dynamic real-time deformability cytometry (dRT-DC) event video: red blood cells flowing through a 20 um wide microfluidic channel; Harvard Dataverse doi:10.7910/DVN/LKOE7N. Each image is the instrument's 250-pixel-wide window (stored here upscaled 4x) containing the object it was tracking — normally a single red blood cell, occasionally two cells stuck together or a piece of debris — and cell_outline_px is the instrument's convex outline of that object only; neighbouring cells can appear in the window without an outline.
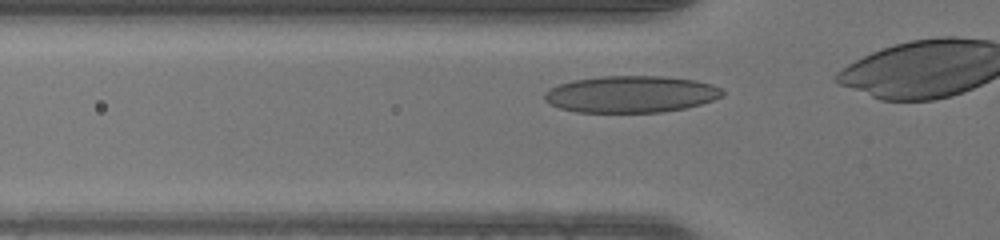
{"species": "human", "species_latin": "Homo sapiens", "temperature_condition": "warm", "stored_images_in_passage": 27, "camera_frame_rate_fps": 3000, "um_per_image_px": 0.085, "donor": {"sex": "male"}, "frame": {"image": 1, "passage_image": 4, "time_ms": 1.0, "image_size_px": [1000, 240], "cell_outline_px": [[724, 96], [700, 104], [684, 108], [664, 112], [576, 112], [560, 108], [544, 100], [544, 92], [548, 88], [572, 80], [604, 76], [664, 76], [696, 80], [712, 84], [720, 88], [724, 92]], "centroid_in_image_um": [53.63, 8.0], "position_along_channel_um": 72.2, "area_um2": 38.21}}
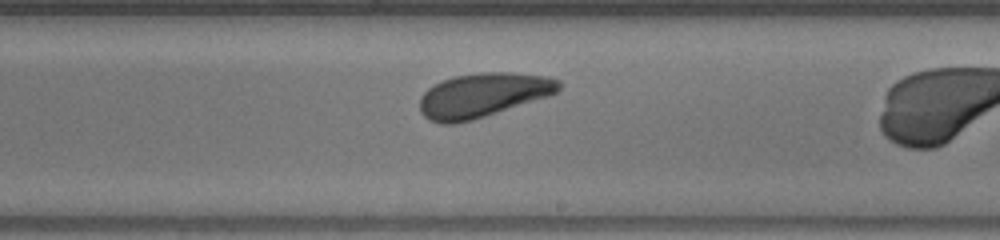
{"frame": {"image": 2, "passage_image": 17, "time_ms": 5.333, "image_size_px": [1000, 240], "cell_outline_px": [[564, 84], [556, 92], [548, 96], [472, 120], [456, 124], [440, 124], [428, 120], [420, 112], [420, 96], [428, 88], [444, 80], [456, 76], [480, 72], [508, 72], [544, 76], [560, 80]], "centroid_in_image_um": [41.03, 8.09], "position_along_channel_um": 248.0, "area_um2": 35.72}}
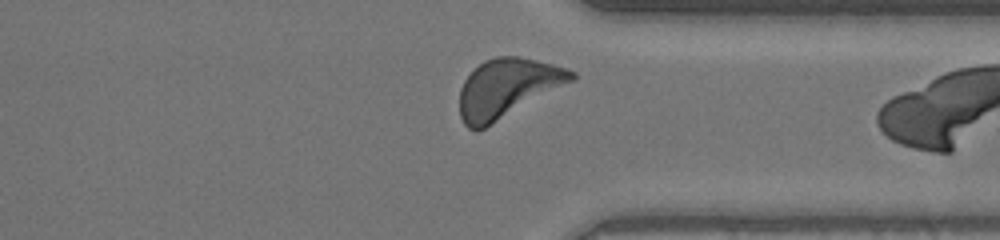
{"frame": {"image": 3, "passage_image": 26, "time_ms": 8.333, "image_size_px": [1000, 240], "cell_outline_px": [[576, 80], [484, 128], [476, 132], [468, 128], [464, 124], [460, 116], [460, 88], [464, 80], [484, 60], [496, 56], [520, 56], [568, 68], [576, 72]], "centroid_in_image_um": [43.15, 7.49], "position_along_channel_um": 368.3, "area_um2": 38.44}}